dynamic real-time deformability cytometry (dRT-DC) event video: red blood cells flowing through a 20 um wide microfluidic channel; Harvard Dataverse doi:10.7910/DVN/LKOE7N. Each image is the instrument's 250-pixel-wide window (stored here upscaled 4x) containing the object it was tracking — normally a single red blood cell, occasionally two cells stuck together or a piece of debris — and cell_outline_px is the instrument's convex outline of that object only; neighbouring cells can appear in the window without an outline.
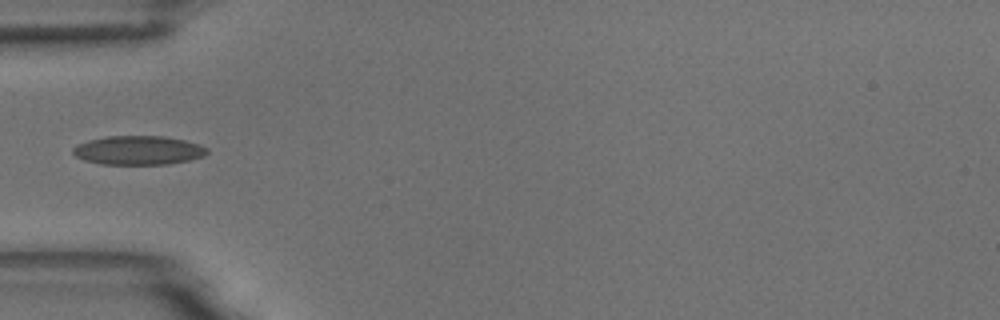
{"species": "common noctule bat (a hibernating species)", "species_latin": "Nyctalus noctula", "temperature_condition": "room temperature", "stored_images_in_passage": 37, "camera_frame_rate_fps": 3000, "um_per_image_px": 0.085, "animal": {"sex": "male", "body_mass_g": 18.8}, "frame": {"image": 1, "passage_image": 1, "time_ms": 0.0, "image_size_px": [1000, 320], "cell_outline_px": [[208, 152], [204, 156], [188, 160], [168, 164], [100, 164], [84, 160], [76, 156], [72, 152], [72, 148], [76, 144], [88, 140], [108, 136], [160, 136], [184, 140], [200, 144], [208, 148]], "centroid_in_image_um": [11.74, 12.77], "position_along_channel_um": 73.3, "area_um2": 22.66}}
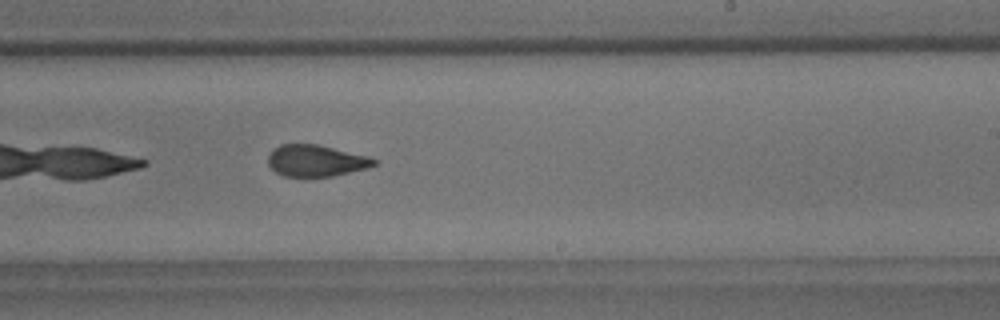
{"frame": {"image": 2, "passage_image": 16, "time_ms": 5.0, "image_size_px": [1000, 320], "cell_outline_px": [[380, 160], [376, 164], [368, 168], [332, 176], [284, 176], [276, 172], [268, 164], [268, 156], [280, 144], [316, 144], [368, 156]], "centroid_in_image_um": [26.89, 13.66], "position_along_channel_um": 262.1, "area_um2": 19.31}}